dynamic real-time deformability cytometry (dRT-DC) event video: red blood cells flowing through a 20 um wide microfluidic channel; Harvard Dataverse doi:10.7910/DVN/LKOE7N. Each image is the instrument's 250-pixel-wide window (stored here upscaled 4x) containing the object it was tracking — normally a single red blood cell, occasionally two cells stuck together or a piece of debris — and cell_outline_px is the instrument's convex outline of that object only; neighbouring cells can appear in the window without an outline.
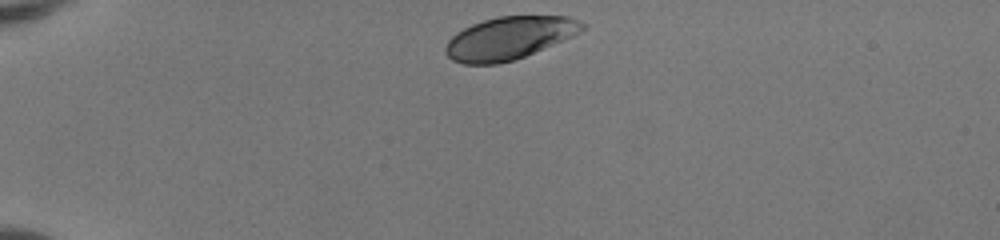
{"species": "human", "species_latin": "Homo sapiens", "temperature_condition": "room temperature", "stored_images_in_passage": 35, "camera_frame_rate_fps": 3000, "um_per_image_px": 0.085, "donor": {"sex": "female"}, "frame": {"image": 1, "passage_image": 1, "time_ms": 0.0, "image_size_px": [1000, 240], "cell_outline_px": [[584, 28], [572, 36], [524, 56], [512, 60], [496, 64], [464, 64], [452, 60], [444, 52], [444, 48], [448, 40], [456, 32], [472, 24], [484, 20], [500, 16], [568, 16], [580, 20], [584, 24]], "centroid_in_image_um": [43.24, 3.23], "position_along_channel_um": 41.8, "area_um2": 33.7}}
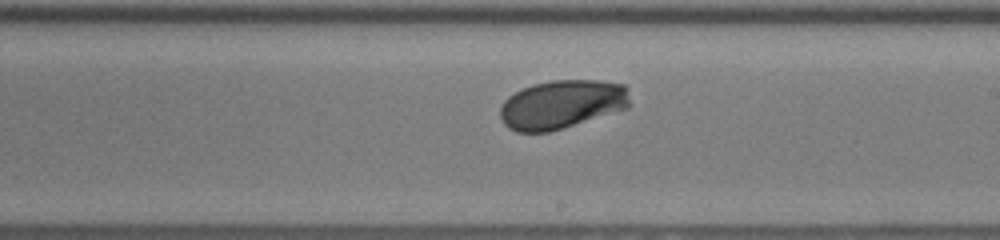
{"frame": {"image": 2, "passage_image": 20, "time_ms": 6.333, "image_size_px": [1000, 240], "cell_outline_px": [[628, 108], [548, 132], [516, 132], [508, 128], [504, 124], [500, 116], [500, 108], [504, 100], [508, 96], [532, 84], [552, 80], [600, 80], [624, 84], [628, 88]], "centroid_in_image_um": [47.73, 8.86], "position_along_channel_um": 241.3, "area_um2": 36.76}}
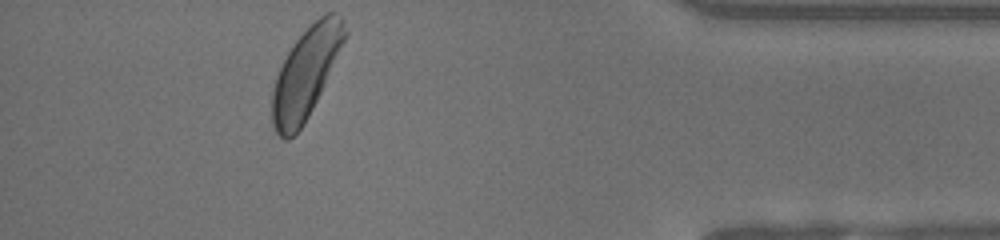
{"frame": {"image": 3, "passage_image": 35, "time_ms": 11.333, "image_size_px": [1000, 240], "cell_outline_px": [[348, 32], [320, 92], [304, 124], [288, 140], [284, 140], [272, 128], [272, 88], [276, 76], [288, 52], [296, 40], [320, 16], [328, 12], [336, 12], [344, 20]], "centroid_in_image_um": [25.98, 6.22], "position_along_channel_um": 409.2, "area_um2": 37.34}, "authors_computed_cell_mechanics": {"area_um2": 36.4718, "velocity_mm_per_s": 4.0425, "shape_relaxation_time_tau1_ms": 1.0168, "shape_relaxation_time_tau2_ms": null, "deformation_change_tau1": 0.103, "deformation_change_tau2": null}}